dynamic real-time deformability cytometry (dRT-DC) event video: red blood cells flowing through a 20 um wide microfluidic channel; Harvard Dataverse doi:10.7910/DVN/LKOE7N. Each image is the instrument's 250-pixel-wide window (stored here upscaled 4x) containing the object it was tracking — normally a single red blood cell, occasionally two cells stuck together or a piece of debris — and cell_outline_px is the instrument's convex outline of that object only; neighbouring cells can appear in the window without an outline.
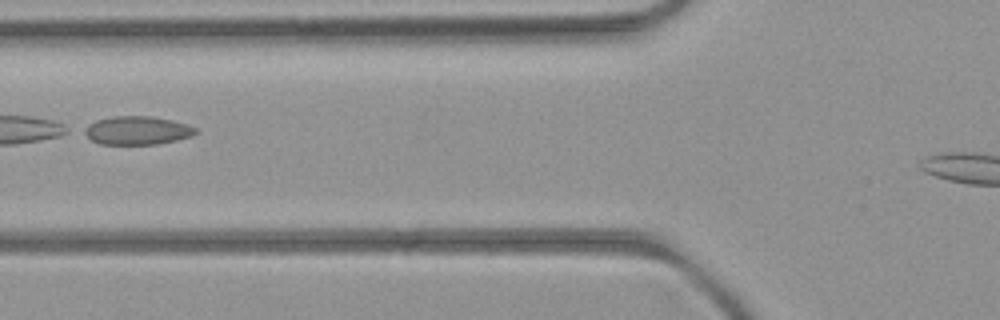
{"species": "common noctule bat (a hibernating species)", "species_latin": "Nyctalus noctula", "temperature_condition": "room temperature", "stored_images_in_passage": 5, "camera_frame_rate_fps": 3000, "um_per_image_px": 0.085, "animal": {"sex": "female", "body_mass_g": 21.9}, "frame": {"image": 1, "passage_image": 5, "time_ms": 4.667, "image_size_px": [1000, 320], "cell_outline_px": [[196, 132], [192, 136], [176, 140], [156, 144], [100, 144], [92, 140], [80, 132], [80, 128], [96, 120], [112, 116], [152, 116], [172, 120], [188, 124], [196, 128]], "centroid_in_image_um": [11.6, 11.08], "position_along_channel_um": 114.2, "area_um2": 18.67}}